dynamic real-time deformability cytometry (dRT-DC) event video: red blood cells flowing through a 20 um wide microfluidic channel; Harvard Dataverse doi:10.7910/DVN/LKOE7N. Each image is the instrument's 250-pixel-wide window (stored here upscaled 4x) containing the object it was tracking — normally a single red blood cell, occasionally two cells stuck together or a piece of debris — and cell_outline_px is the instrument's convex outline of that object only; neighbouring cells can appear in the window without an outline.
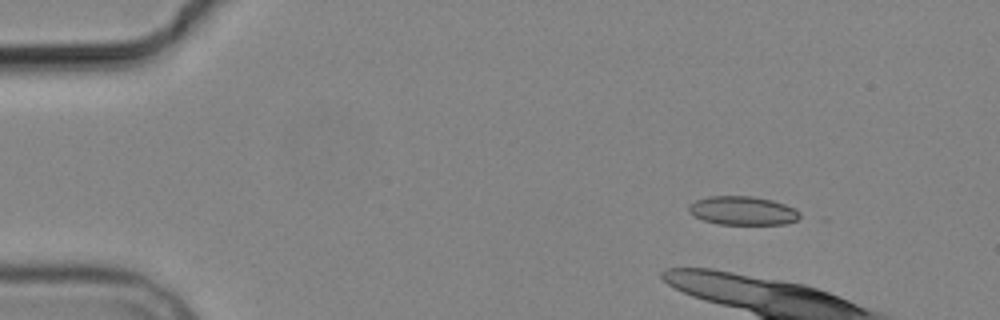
{"species": "common noctule bat (a hibernating species)", "species_latin": "Nyctalus noctula", "temperature_condition": "cold", "stored_images_in_passage": 8, "camera_frame_rate_fps": 3000, "um_per_image_px": 0.085, "animal": {"sex": "male", "body_mass_g": 19.2, "forearm_length_mm": 51.8}, "frame": {"image": 1, "passage_image": 2, "time_ms": 2.333, "image_size_px": [1000, 320], "cell_outline_px": [[800, 216], [796, 220], [784, 224], [720, 224], [704, 220], [688, 212], [688, 204], [696, 200], [708, 196], [752, 196], [772, 200], [784, 204], [800, 212]], "centroid_in_image_um": [63.1, 17.9], "position_along_channel_um": 21.9, "area_um2": 18.44}}